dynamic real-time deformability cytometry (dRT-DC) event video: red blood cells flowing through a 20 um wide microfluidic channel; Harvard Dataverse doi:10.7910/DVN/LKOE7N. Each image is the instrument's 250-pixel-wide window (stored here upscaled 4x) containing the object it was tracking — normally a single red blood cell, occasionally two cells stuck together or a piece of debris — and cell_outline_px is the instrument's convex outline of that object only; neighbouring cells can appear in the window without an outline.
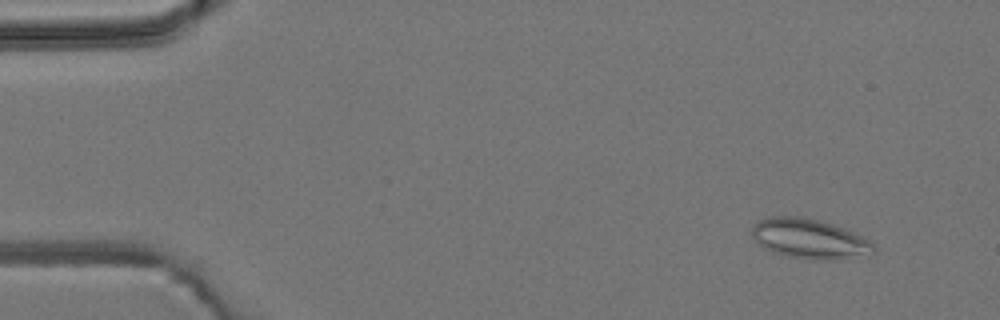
{"species": "common noctule bat (a hibernating species)", "species_latin": "Nyctalus noctula", "temperature_condition": "room temperature", "stored_images_in_passage": 2, "camera_frame_rate_fps": 3000, "um_per_image_px": 0.085, "animal": {"sex": "male", "body_mass_g": 19.2, "forearm_length_mm": 51.8}, "frame": {"image": 1, "passage_image": 2, "time_ms": 2.333, "image_size_px": [1000, 320], "cell_outline_px": [[876, 252], [828, 260], [812, 260], [788, 256], [772, 252], [764, 248], [752, 236], [752, 224], [768, 216], [804, 216], [820, 220], [844, 228], [868, 240], [876, 248]], "centroid_in_image_um": [68.74, 20.27], "position_along_channel_um": 16.3, "area_um2": 28.03}}